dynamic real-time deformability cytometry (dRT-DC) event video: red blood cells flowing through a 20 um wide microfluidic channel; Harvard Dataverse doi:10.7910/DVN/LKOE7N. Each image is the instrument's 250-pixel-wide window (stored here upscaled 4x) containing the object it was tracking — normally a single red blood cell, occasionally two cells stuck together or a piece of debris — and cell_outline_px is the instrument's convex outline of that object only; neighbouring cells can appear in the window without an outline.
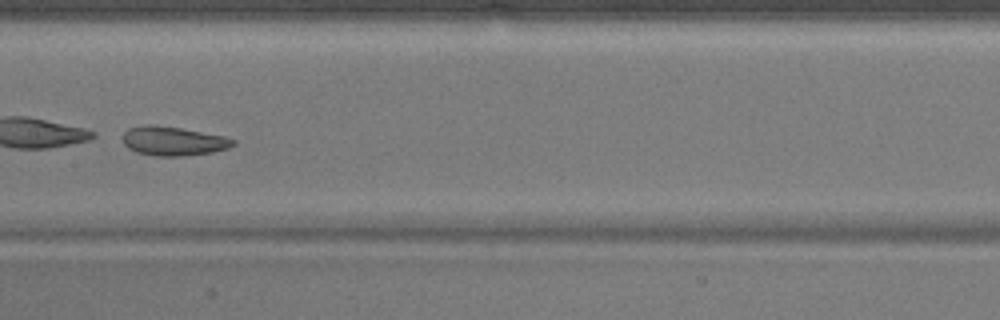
{"species": "common noctule bat (a hibernating species)", "species_latin": "Nyctalus noctula", "temperature_condition": "warm", "stored_images_in_passage": 39, "camera_frame_rate_fps": 3000, "um_per_image_px": 0.085, "animal": {"sex": "male", "body_mass_g": 17.9}, "frame": {"image": 1, "passage_image": 17, "time_ms": 5.333, "image_size_px": [1000, 320], "cell_outline_px": [[236, 144], [228, 148], [212, 152], [184, 156], [152, 156], [136, 152], [128, 148], [124, 144], [124, 132], [128, 128], [144, 124], [156, 124], [180, 128], [224, 136], [236, 140]], "centroid_in_image_um": [14.71, 11.99], "position_along_channel_um": 192.7, "area_um2": 18.84}, "authors_computed_cell_mechanics": {"area_um2": 24.4494, "velocity_mm_per_s": 3.7787, "shape_relaxation_time_tau1_ms": 3.8008, "shape_relaxation_time_tau2_ms": 2.0684, "deformation_change_tau1": 0.3039, "deformation_change_tau2": 0.103}}